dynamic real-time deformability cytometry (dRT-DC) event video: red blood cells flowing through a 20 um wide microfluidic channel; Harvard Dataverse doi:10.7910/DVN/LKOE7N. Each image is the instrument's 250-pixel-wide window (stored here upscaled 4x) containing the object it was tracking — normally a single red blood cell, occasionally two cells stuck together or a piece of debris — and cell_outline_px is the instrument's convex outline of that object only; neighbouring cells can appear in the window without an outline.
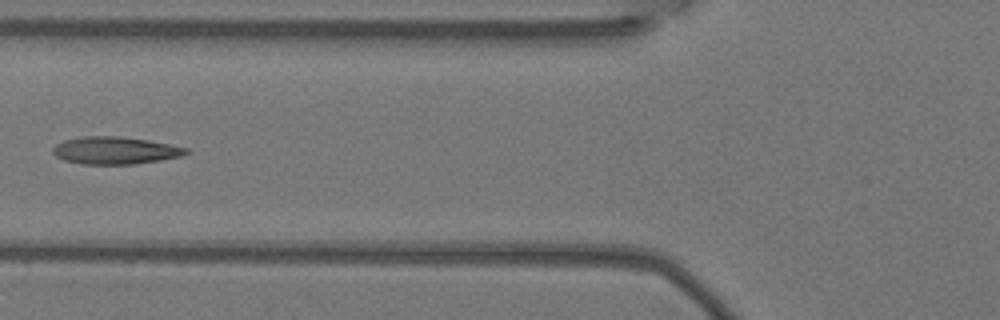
{"species": "Egyptian fruit bat (a non-hibernating species)", "species_latin": "Rousettus aegyptiacus", "temperature_condition": "warm", "stored_images_in_passage": 6, "camera_frame_rate_fps": 3000, "um_per_image_px": 0.085, "animal": {"sex": "female"}, "frame": {"image": 1, "passage_image": 5, "time_ms": 1.333, "image_size_px": [1000, 320], "cell_outline_px": [[192, 152], [184, 156], [136, 164], [80, 164], [64, 160], [56, 156], [52, 152], [52, 148], [56, 144], [64, 140], [84, 136], [120, 136], [148, 140], [188, 148]], "centroid_in_image_um": [9.81, 12.79], "position_along_channel_um": 116.0, "area_um2": 21.44}}
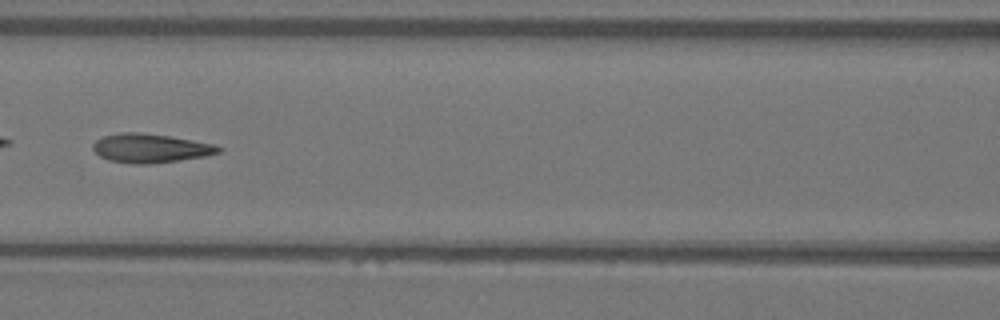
{"frame": {"image": 2, "passage_image": 6, "time_ms": 1.667, "image_size_px": [1000, 320], "cell_outline_px": [[224, 148], [220, 152], [204, 156], [148, 164], [132, 164], [108, 160], [100, 156], [92, 148], [92, 144], [96, 140], [104, 136], [120, 132], [140, 132], [168, 136], [192, 140], [212, 144]], "centroid_in_image_um": [12.75, 12.59], "position_along_channel_um": 153.9, "area_um2": 20.98}}